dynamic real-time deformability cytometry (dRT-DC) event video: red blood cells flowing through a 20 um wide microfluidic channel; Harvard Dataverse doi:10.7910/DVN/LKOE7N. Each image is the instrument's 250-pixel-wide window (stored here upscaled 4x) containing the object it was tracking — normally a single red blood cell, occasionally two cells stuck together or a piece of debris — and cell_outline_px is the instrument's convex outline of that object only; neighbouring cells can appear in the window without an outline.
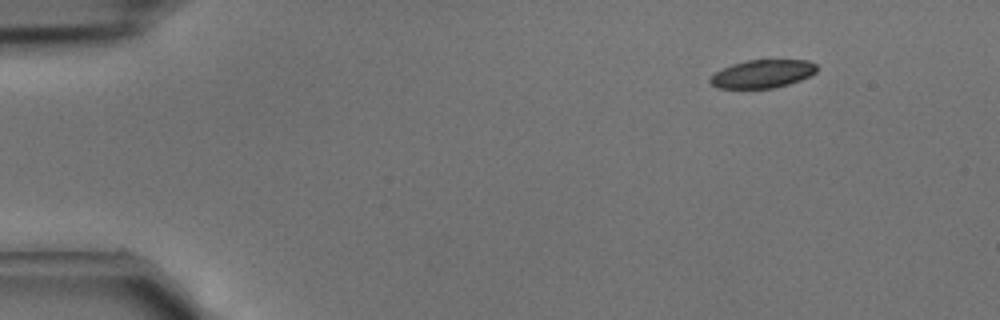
{"species": "common noctule bat (a hibernating species)", "species_latin": "Nyctalus noctula", "temperature_condition": "cold", "stored_images_in_passage": 39, "camera_frame_rate_fps": 3000, "um_per_image_px": 0.085, "animal": {"sex": "male", "body_mass_g": 15.6}, "frame": {"image": 1, "passage_image": 1, "time_ms": 0.0, "image_size_px": [1000, 320], "cell_outline_px": [[816, 72], [800, 80], [788, 84], [772, 88], [716, 88], [708, 80], [716, 72], [732, 64], [748, 60], [808, 60], [816, 64]], "centroid_in_image_um": [64.81, 6.27], "position_along_channel_um": 20.2, "area_um2": 17.28}}
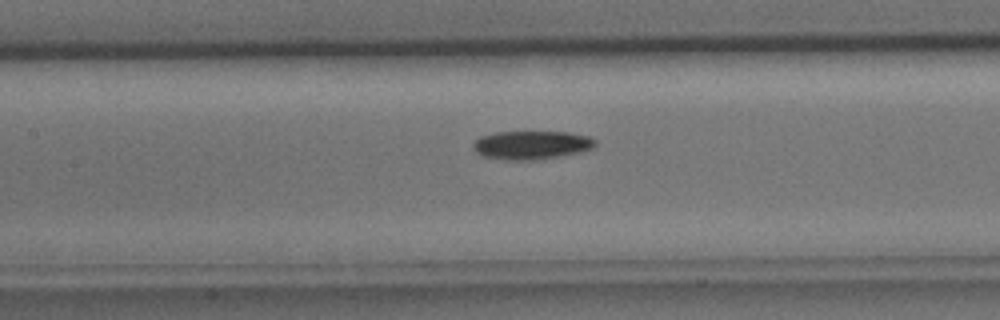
{"frame": {"image": 2, "passage_image": 16, "time_ms": 5.0, "image_size_px": [1000, 320], "cell_outline_px": [[596, 144], [592, 148], [580, 152], [560, 156], [532, 160], [504, 160], [480, 156], [472, 148], [472, 144], [480, 136], [492, 132], [568, 132], [592, 136], [596, 140]], "centroid_in_image_um": [45.15, 12.32], "position_along_channel_um": 162.2, "area_um2": 20.58}}
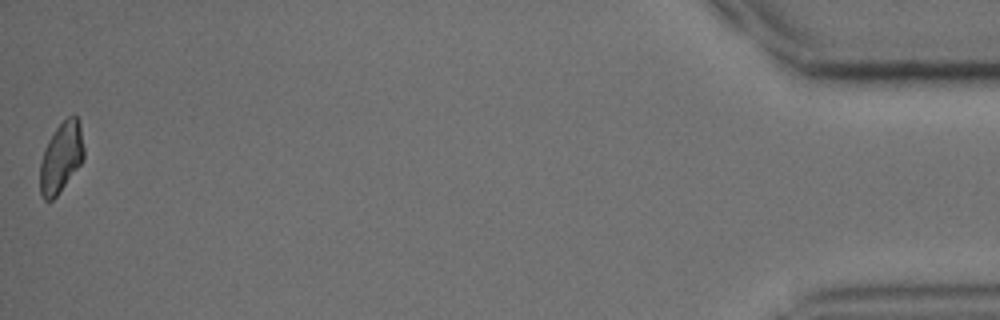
{"frame": {"image": 3, "passage_image": 39, "time_ms": 12.667, "image_size_px": [1000, 320], "cell_outline_px": [[84, 160], [56, 196], [52, 200], [44, 200], [40, 192], [40, 164], [44, 148], [48, 140], [56, 128], [68, 116], [76, 116], [80, 120], [84, 148]], "centroid_in_image_um": [5.21, 13.36], "position_along_channel_um": 430.0, "area_um2": 17.98}}